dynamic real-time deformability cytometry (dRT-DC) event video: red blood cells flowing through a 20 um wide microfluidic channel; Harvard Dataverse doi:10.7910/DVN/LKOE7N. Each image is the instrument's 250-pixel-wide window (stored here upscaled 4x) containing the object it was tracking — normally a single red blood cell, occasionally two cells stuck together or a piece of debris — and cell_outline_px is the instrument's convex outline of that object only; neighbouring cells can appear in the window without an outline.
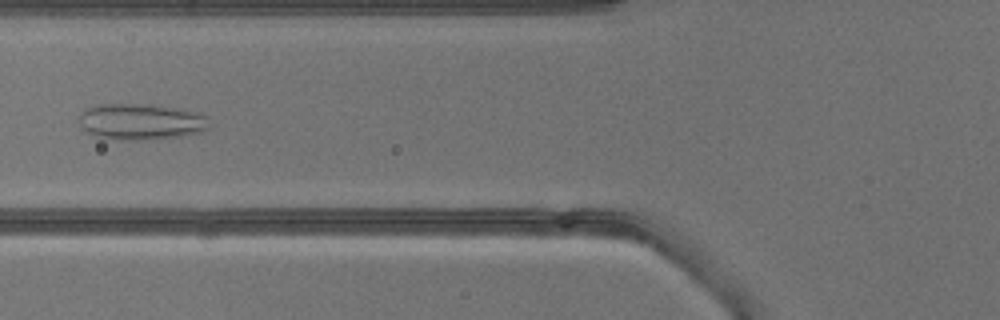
{"species": "common noctule bat (a hibernating species)", "species_latin": "Nyctalus noctula", "temperature_condition": "warm", "stored_images_in_passage": 40, "camera_frame_rate_fps": 3000, "um_per_image_px": 0.085, "animal": {"sex": "male", "body_mass_g": 13.3}, "frame": {"image": 1, "passage_image": 16, "time_ms": 5.0, "image_size_px": [1000, 320], "cell_outline_px": [[208, 128], [200, 132], [180, 136], [136, 140], [120, 140], [96, 136], [88, 132], [80, 124], [80, 112], [96, 104], [144, 104], [200, 112], [204, 116]], "centroid_in_image_um": [11.93, 10.34], "position_along_channel_um": 113.9, "area_um2": 26.93}}
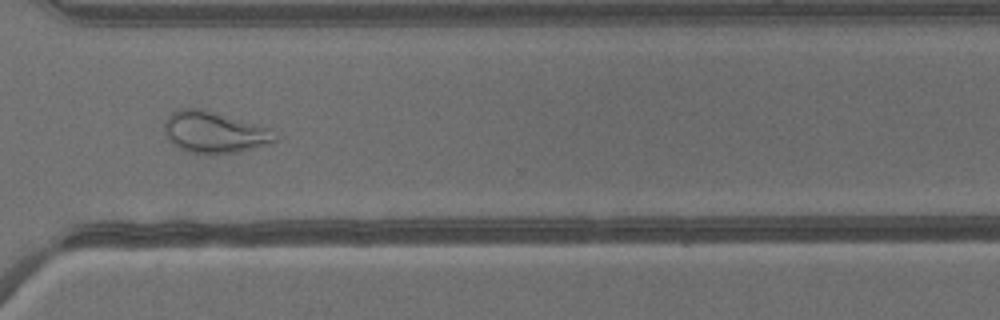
{"frame": {"image": 2, "passage_image": 30, "time_ms": 9.667, "image_size_px": [1000, 320], "cell_outline_px": [[276, 140], [272, 144], [236, 152], [188, 152], [180, 148], [168, 140], [164, 128], [164, 120], [176, 108], [200, 108], [268, 128]], "centroid_in_image_um": [18.15, 11.22], "position_along_channel_um": 352.4, "area_um2": 26.01}}
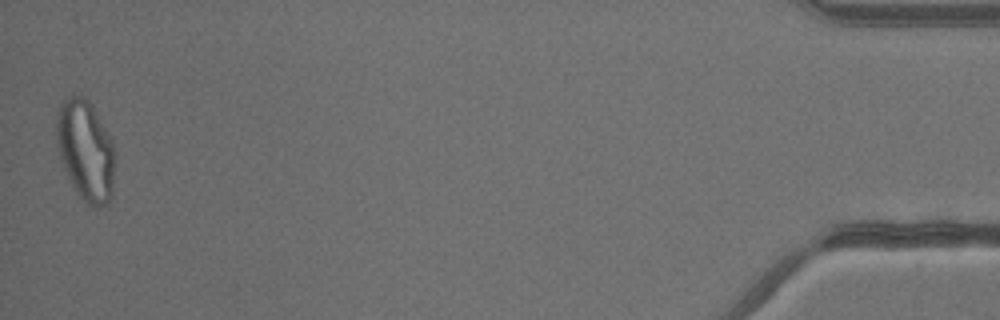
{"frame": {"image": 3, "passage_image": 40, "time_ms": 13.0, "image_size_px": [1000, 320], "cell_outline_px": [[112, 196], [104, 204], [84, 204], [72, 184], [64, 168], [60, 156], [56, 136], [56, 116], [60, 104], [72, 92], [84, 96], [92, 104], [112, 140]], "centroid_in_image_um": [7.23, 12.69], "position_along_channel_um": 428.0, "area_um2": 33.7}}